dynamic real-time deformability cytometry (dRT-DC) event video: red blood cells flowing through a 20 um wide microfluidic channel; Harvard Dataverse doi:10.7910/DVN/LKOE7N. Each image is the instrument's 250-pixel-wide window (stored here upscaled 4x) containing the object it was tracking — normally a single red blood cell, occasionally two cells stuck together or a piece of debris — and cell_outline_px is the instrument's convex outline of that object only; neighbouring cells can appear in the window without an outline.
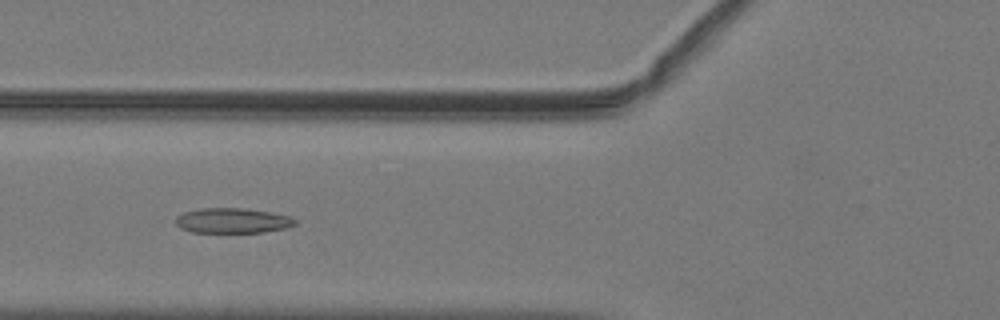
{"species": "common noctule bat (a hibernating species)", "species_latin": "Nyctalus noctula", "temperature_condition": "warm", "stored_images_in_passage": 50, "camera_frame_rate_fps": 3000, "um_per_image_px": 0.085, "animal": {"sex": "male", "body_mass_g": 19.2, "forearm_length_mm": 51.8}, "frame": {"image": 1, "passage_image": 18, "time_ms": 5.667, "image_size_px": [1000, 320], "cell_outline_px": [[296, 224], [288, 228], [264, 232], [192, 232], [180, 228], [176, 224], [176, 216], [184, 212], [200, 208], [244, 208], [268, 212], [288, 216], [296, 220]], "centroid_in_image_um": [19.75, 18.75], "position_along_channel_um": 106.1, "area_um2": 17.4}}
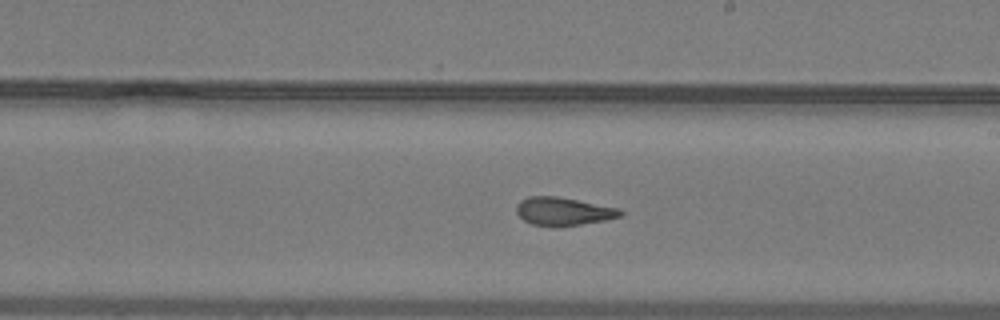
{"frame": {"image": 2, "passage_image": 28, "time_ms": 9.0, "image_size_px": [1000, 320], "cell_outline_px": [[624, 212], [620, 216], [604, 220], [560, 228], [556, 228], [532, 224], [524, 220], [516, 212], [516, 204], [520, 200], [528, 196], [556, 196], [620, 208]], "centroid_in_image_um": [47.86, 17.98], "position_along_channel_um": 241.1, "area_um2": 17.28}}
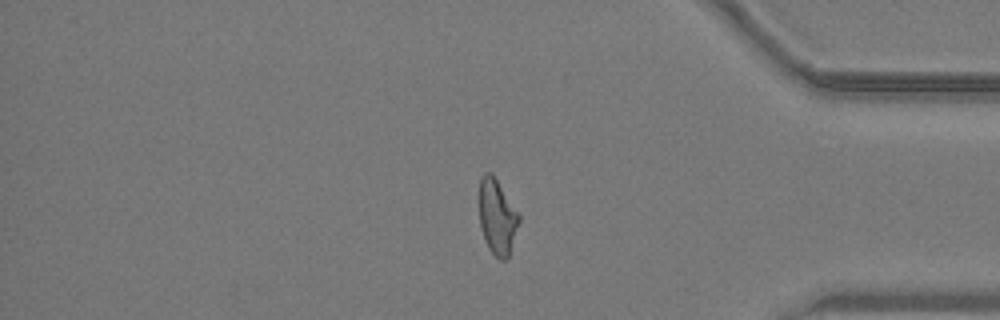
{"frame": {"image": 3, "passage_image": 41, "time_ms": 13.333, "image_size_px": [1000, 320], "cell_outline_px": [[520, 220], [508, 256], [504, 260], [500, 260], [488, 248], [480, 228], [480, 176], [484, 172], [492, 172], [520, 216]], "centroid_in_image_um": [42.25, 18.41], "position_along_channel_um": 393.0, "area_um2": 17.17}, "authors_computed_cell_mechanics": {"area_um2": 17.9469, "velocity_mm_per_s": 4.0418, "shape_relaxation_time_tau1_ms": null, "shape_relaxation_time_tau2_ms": 1.9755, "deformation_change_tau1": null, "deformation_change_tau2": 0.1071}}